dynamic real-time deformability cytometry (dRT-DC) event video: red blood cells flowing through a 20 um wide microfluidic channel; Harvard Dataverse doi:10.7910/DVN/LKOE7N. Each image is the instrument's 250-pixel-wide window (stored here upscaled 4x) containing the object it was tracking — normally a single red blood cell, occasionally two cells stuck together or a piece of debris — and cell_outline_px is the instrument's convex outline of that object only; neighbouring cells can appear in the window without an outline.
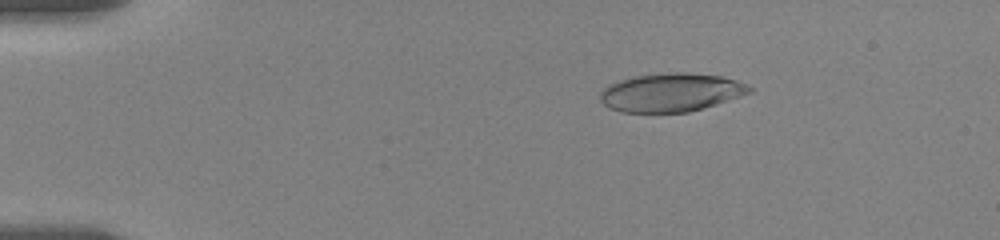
{"species": "human", "species_latin": "Homo sapiens", "temperature_condition": "room temperature", "stored_images_in_passage": 57, "camera_frame_rate_fps": 3000, "um_per_image_px": 0.085, "donor": {"sex": "female"}, "frame": {"image": 1, "passage_image": 10, "time_ms": 3.0, "image_size_px": [1000, 240], "cell_outline_px": [[752, 92], [704, 108], [688, 112], [620, 112], [608, 108], [600, 100], [600, 92], [608, 84], [620, 80], [636, 76], [668, 72], [688, 72], [720, 76], [736, 80], [748, 84], [752, 88]], "centroid_in_image_um": [57.03, 7.85], "position_along_channel_um": 28.0, "area_um2": 33.52}}
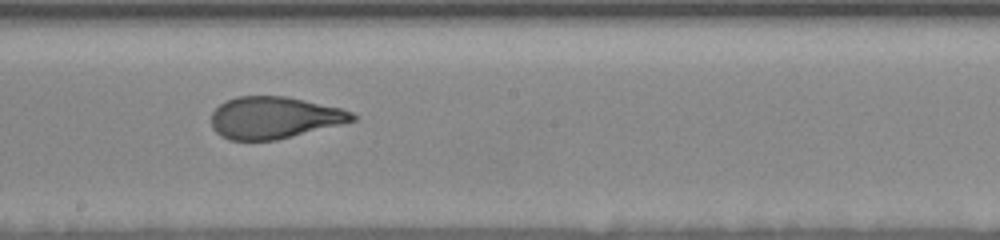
{"frame": {"image": 2, "passage_image": 33, "time_ms": 10.667, "image_size_px": [1000, 240], "cell_outline_px": [[356, 120], [276, 140], [228, 140], [220, 136], [212, 128], [212, 112], [220, 104], [236, 96], [284, 96], [304, 100], [340, 108], [352, 112], [356, 116]], "centroid_in_image_um": [23.27, 10.0], "position_along_channel_um": 224.9, "area_um2": 34.16}}
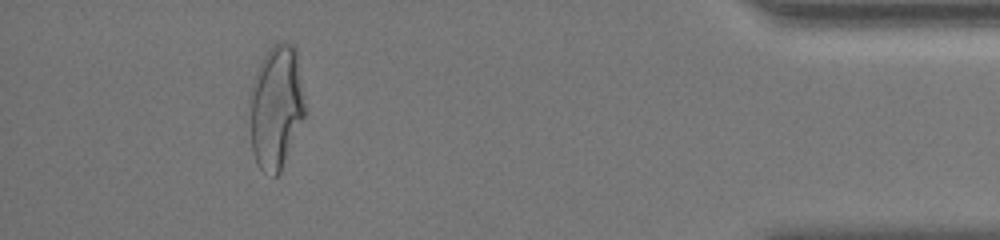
{"frame": {"image": 3, "passage_image": 53, "time_ms": 17.333, "image_size_px": [1000, 240], "cell_outline_px": [[304, 116], [280, 172], [276, 176], [272, 176], [260, 168], [252, 152], [248, 96], [252, 80], [260, 60], [272, 44], [284, 40], [292, 44], [296, 48], [304, 104]], "centroid_in_image_um": [23.42, 9.04], "position_along_channel_um": 411.8, "area_um2": 39.94}, "authors_computed_cell_mechanics": {"area_um2": 35.3158, "velocity_mm_per_s": 3.5296, "shape_relaxation_time_tau1_ms": 5.6426, "shape_relaxation_time_tau2_ms": 1.0023, "deformation_change_tau1": 0.2208, "deformation_change_tau2": 0.0768}}